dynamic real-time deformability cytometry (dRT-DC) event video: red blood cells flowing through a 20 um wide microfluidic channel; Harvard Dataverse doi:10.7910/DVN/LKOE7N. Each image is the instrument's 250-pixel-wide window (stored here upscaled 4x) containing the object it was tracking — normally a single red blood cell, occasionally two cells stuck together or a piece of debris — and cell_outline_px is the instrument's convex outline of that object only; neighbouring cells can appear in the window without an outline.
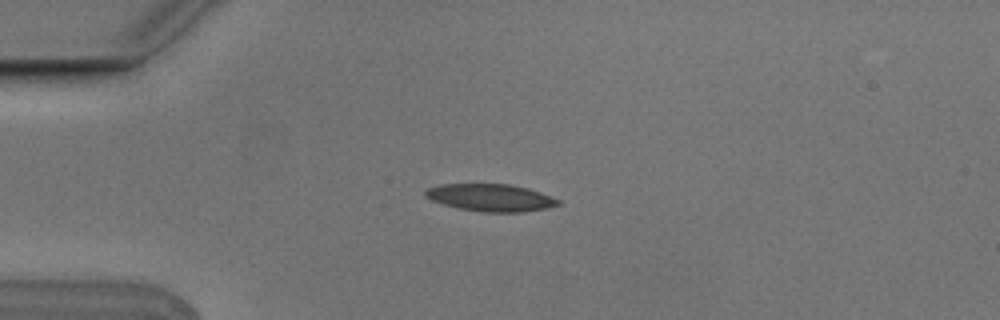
{"species": "Egyptian fruit bat (a non-hibernating species)", "species_latin": "Rousettus aegyptiacus", "temperature_condition": "cold", "stored_images_in_passage": 6, "camera_frame_rate_fps": 3000, "um_per_image_px": 0.085, "animal": {"sex": "male"}, "frame": {"image": 1, "passage_image": 3, "time_ms": 0.667, "image_size_px": [1000, 320], "cell_outline_px": [[560, 204], [544, 208], [524, 212], [484, 212], [460, 208], [444, 204], [432, 200], [424, 196], [424, 192], [428, 188], [440, 184], [512, 184], [528, 188], [540, 192], [560, 200]], "centroid_in_image_um": [41.7, 16.79], "position_along_channel_um": 43.3, "area_um2": 20.98}}
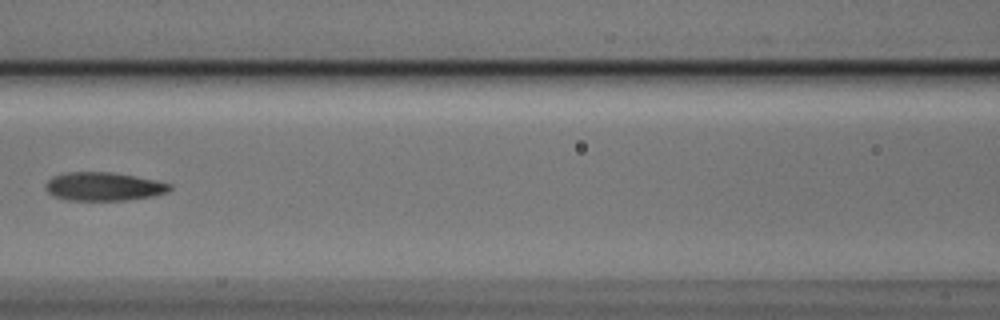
{"frame": {"image": 2, "passage_image": 6, "time_ms": 1.667, "image_size_px": [1000, 320], "cell_outline_px": [[172, 188], [168, 192], [152, 196], [128, 200], [68, 200], [52, 196], [48, 192], [44, 184], [52, 176], [68, 172], [108, 172], [156, 180], [172, 184]], "centroid_in_image_um": [8.79, 15.86], "position_along_channel_um": 157.8, "area_um2": 20.58}}